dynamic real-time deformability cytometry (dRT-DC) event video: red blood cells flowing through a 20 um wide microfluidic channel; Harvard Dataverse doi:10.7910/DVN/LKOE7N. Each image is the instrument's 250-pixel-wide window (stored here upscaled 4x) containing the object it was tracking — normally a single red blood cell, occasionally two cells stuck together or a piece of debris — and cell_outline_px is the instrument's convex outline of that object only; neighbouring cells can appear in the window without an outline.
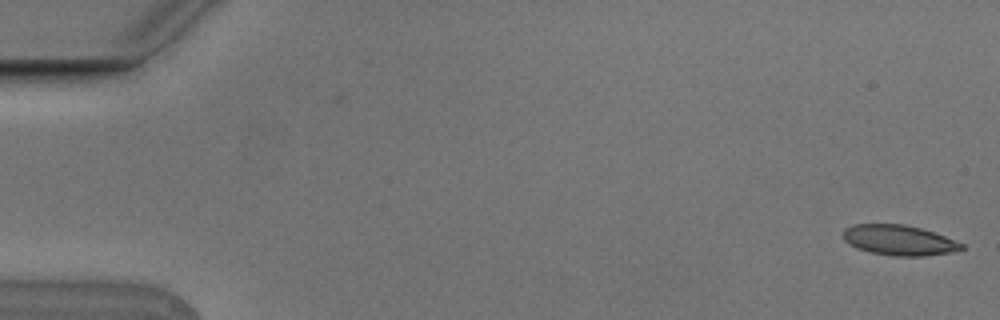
{"species": "Egyptian fruit bat (a non-hibernating species)", "species_latin": "Rousettus aegyptiacus", "temperature_condition": "cold", "stored_images_in_passage": 2, "camera_frame_rate_fps": 3000, "um_per_image_px": 0.085, "animal": {"sex": "male"}, "frame": {"image": 1, "passage_image": 2, "time_ms": 0.333, "image_size_px": [1000, 320], "cell_outline_px": [[964, 248], [952, 252], [924, 256], [892, 256], [868, 252], [856, 248], [844, 240], [840, 236], [840, 232], [844, 228], [852, 224], [904, 224], [920, 228], [944, 236], [964, 244]], "centroid_in_image_um": [76.34, 20.41], "position_along_channel_um": 8.7, "area_um2": 21.1}}